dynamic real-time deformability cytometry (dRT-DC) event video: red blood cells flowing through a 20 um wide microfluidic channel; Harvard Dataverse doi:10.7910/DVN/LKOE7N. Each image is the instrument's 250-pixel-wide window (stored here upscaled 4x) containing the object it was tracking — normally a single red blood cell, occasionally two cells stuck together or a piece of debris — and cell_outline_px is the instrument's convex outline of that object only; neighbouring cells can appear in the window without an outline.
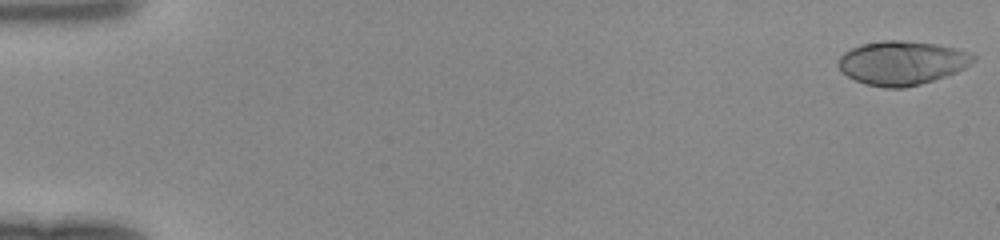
{"species": "human", "species_latin": "Homo sapiens", "temperature_condition": "room temperature", "stored_images_in_passage": 48, "camera_frame_rate_fps": 3000, "um_per_image_px": 0.085, "donor": {"sex": "female"}, "frame": {"image": 1, "passage_image": 1, "time_ms": 0.0, "image_size_px": [1000, 240], "cell_outline_px": [[976, 60], [964, 68], [956, 72], [920, 84], [904, 88], [884, 88], [864, 84], [840, 72], [836, 64], [840, 56], [844, 52], [860, 44], [880, 40], [900, 40], [936, 44], [956, 48], [972, 52], [976, 56]], "centroid_in_image_um": [76.64, 5.34], "position_along_channel_um": 8.4, "area_um2": 34.85}}
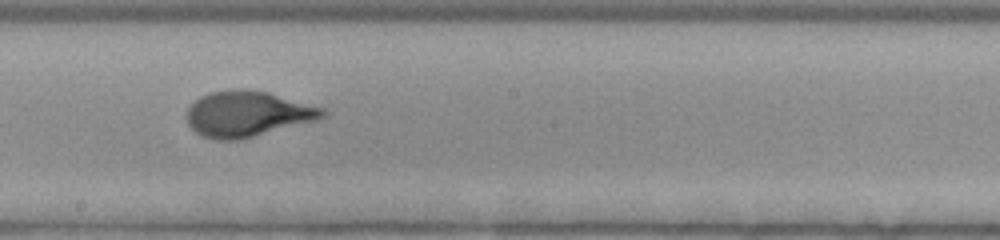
{"frame": {"image": 2, "passage_image": 28, "time_ms": 9.0, "image_size_px": [1000, 240], "cell_outline_px": [[328, 116], [316, 120], [240, 140], [212, 140], [196, 132], [188, 124], [188, 108], [200, 96], [212, 92], [268, 92], [324, 108], [328, 112]], "centroid_in_image_um": [21.08, 9.73], "position_along_channel_um": 227.1, "area_um2": 35.2}}
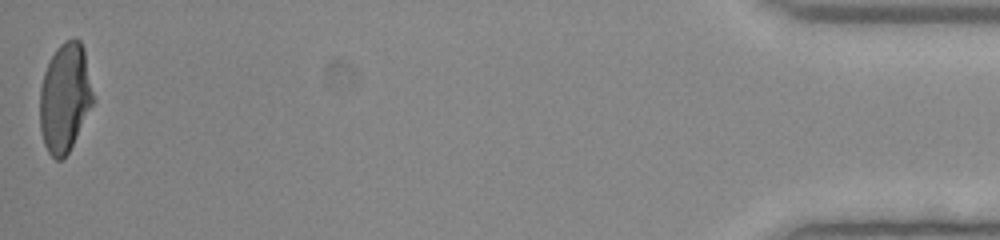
{"frame": {"image": 3, "passage_image": 48, "time_ms": 15.667, "image_size_px": [1000, 240], "cell_outline_px": [[96, 100], [68, 152], [60, 160], [56, 160], [48, 152], [44, 144], [40, 128], [40, 88], [44, 72], [56, 48], [64, 40], [72, 36], [80, 40], [84, 48]], "centroid_in_image_um": [5.54, 8.26], "position_along_channel_um": 429.7, "area_um2": 34.22}}